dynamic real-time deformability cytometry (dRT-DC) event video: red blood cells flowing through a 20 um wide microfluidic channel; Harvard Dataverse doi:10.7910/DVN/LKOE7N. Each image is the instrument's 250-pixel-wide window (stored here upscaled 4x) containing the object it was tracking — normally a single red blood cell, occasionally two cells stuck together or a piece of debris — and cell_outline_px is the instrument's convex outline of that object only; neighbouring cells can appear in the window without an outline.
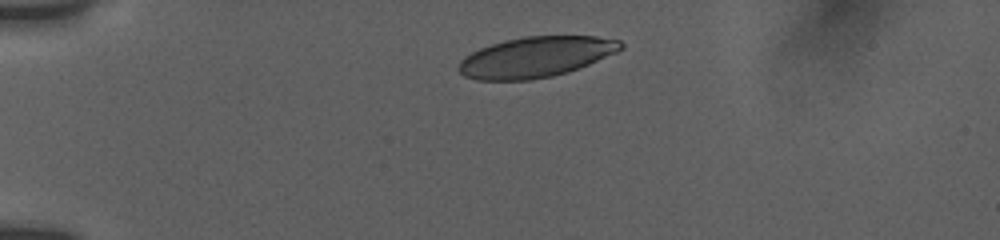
{"species": "human", "species_latin": "Homo sapiens", "temperature_condition": "room temperature", "stored_images_in_passage": 4, "camera_frame_rate_fps": 3000, "um_per_image_px": 0.085, "donor": {"sex": "female"}, "frame": {"image": 1, "passage_image": 2, "time_ms": 1.333, "image_size_px": [1000, 240], "cell_outline_px": [[624, 48], [616, 52], [588, 64], [568, 72], [552, 76], [528, 80], [476, 80], [464, 76], [456, 68], [460, 60], [464, 56], [480, 48], [504, 40], [524, 36], [596, 36], [620, 40], [624, 44]], "centroid_in_image_um": [45.52, 4.84], "position_along_channel_um": 39.5, "area_um2": 38.32}}
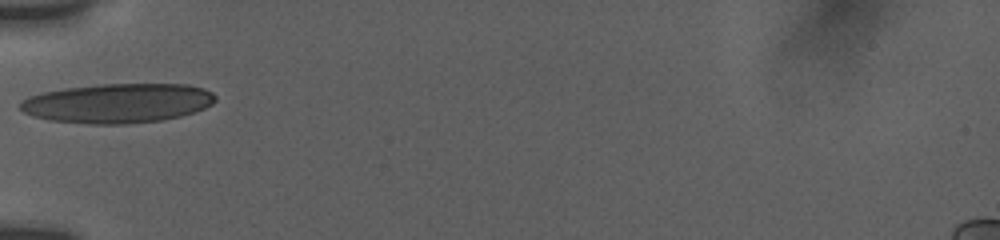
{"frame": {"image": 2, "passage_image": 4, "time_ms": 3.667, "image_size_px": [1000, 240], "cell_outline_px": [[216, 100], [212, 104], [204, 108], [180, 116], [160, 120], [124, 124], [88, 124], [48, 120], [32, 116], [24, 112], [20, 108], [20, 100], [28, 96], [44, 92], [64, 88], [100, 84], [188, 84], [204, 88], [212, 92], [216, 96]], "centroid_in_image_um": [9.99, 8.76], "position_along_channel_um": 75.0, "area_um2": 45.03}}